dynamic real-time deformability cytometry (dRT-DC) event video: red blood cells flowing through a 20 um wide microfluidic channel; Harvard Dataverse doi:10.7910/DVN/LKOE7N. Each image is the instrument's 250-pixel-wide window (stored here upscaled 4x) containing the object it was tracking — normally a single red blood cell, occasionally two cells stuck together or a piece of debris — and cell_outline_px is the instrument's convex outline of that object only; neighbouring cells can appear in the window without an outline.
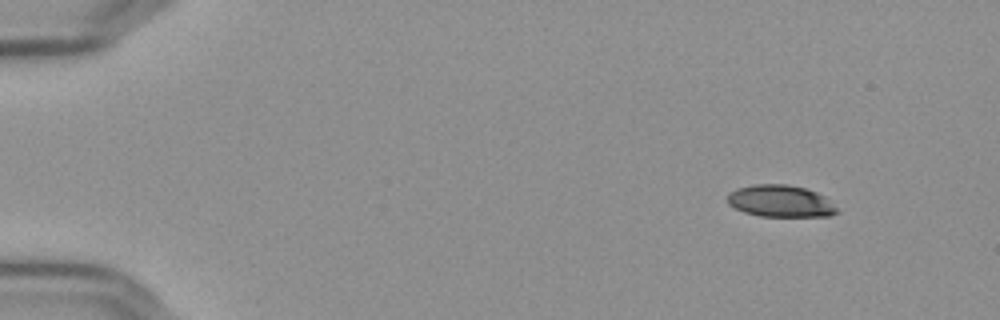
{"species": "Egyptian fruit bat (a non-hibernating species)", "species_latin": "Rousettus aegyptiacus", "temperature_condition": "cold", "stored_images_in_passage": 51, "camera_frame_rate_fps": 3000, "um_per_image_px": 0.085, "frame": {"image": 1, "passage_image": 1, "time_ms": 0.0, "image_size_px": [1000, 320], "cell_outline_px": [[840, 212], [828, 216], [760, 216], [744, 212], [728, 204], [728, 192], [736, 188], [752, 184], [788, 184], [804, 188], [816, 192], [824, 196]], "centroid_in_image_um": [66.31, 17.08], "position_along_channel_um": 18.7, "area_um2": 20.35}}
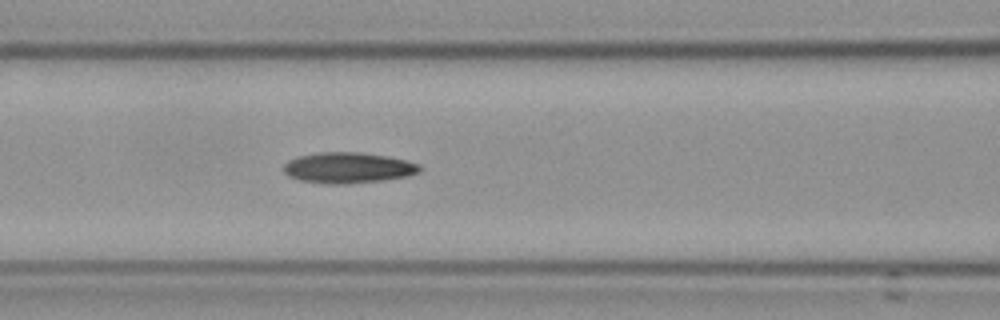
{"frame": {"image": 2, "passage_image": 20, "time_ms": 6.333, "image_size_px": [1000, 320], "cell_outline_px": [[420, 172], [408, 176], [380, 180], [344, 184], [332, 184], [300, 180], [288, 176], [284, 172], [284, 164], [288, 160], [300, 156], [320, 152], [360, 152], [388, 156], [420, 164]], "centroid_in_image_um": [29.58, 14.25], "position_along_channel_um": 137.0, "area_um2": 24.22}}
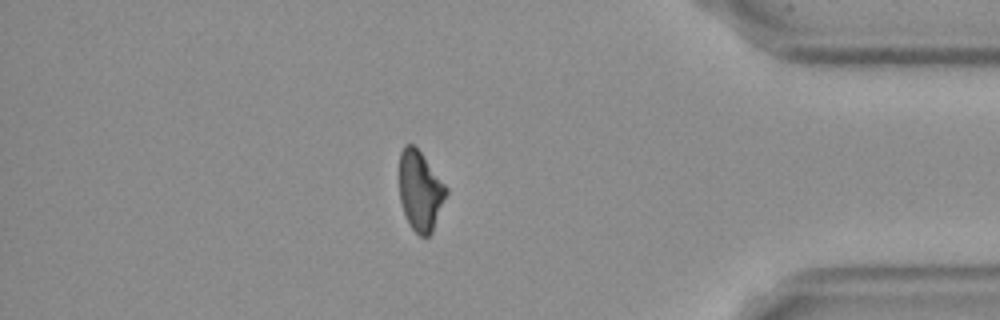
{"frame": {"image": 3, "passage_image": 44, "time_ms": 14.333, "image_size_px": [1000, 320], "cell_outline_px": [[448, 192], [432, 232], [428, 236], [420, 236], [412, 228], [404, 212], [400, 200], [400, 152], [404, 144], [412, 144], [420, 152], [448, 188]], "centroid_in_image_um": [35.72, 16.22], "position_along_channel_um": 399.5, "area_um2": 21.44}, "authors_computed_cell_mechanics": {"area_um2": 22.9466, "velocity_mm_per_s": 3.6421, "shape_relaxation_time_tau1_ms": null, "shape_relaxation_time_tau2_ms": 11.0439, "deformation_change_tau1": null, "deformation_change_tau2": 0.2072}}